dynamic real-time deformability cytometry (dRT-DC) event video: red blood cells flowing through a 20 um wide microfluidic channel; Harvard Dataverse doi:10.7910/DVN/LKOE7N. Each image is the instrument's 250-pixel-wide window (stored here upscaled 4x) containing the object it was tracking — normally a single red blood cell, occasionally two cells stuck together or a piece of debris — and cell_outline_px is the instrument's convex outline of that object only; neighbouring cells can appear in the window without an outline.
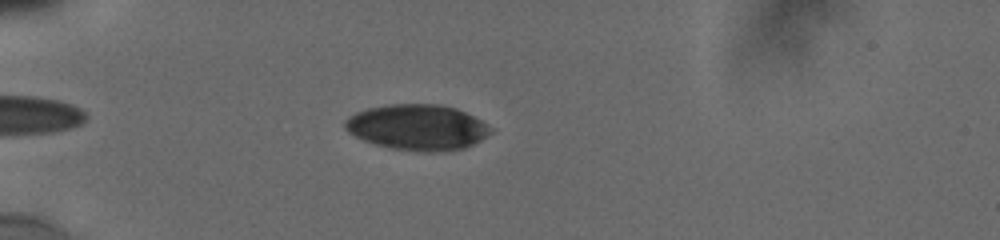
{"species": "human", "species_latin": "Homo sapiens", "temperature_condition": "cold", "stored_images_in_passage": 10, "camera_frame_rate_fps": 3000, "um_per_image_px": 0.085, "donor": {"sex": "male"}, "frame": {"image": 1, "passage_image": 7, "time_ms": 4.333, "image_size_px": [1000, 240], "cell_outline_px": [[496, 128], [492, 132], [480, 140], [464, 148], [432, 152], [416, 152], [392, 148], [376, 144], [364, 140], [348, 132], [344, 128], [344, 120], [348, 116], [356, 112], [368, 108], [388, 104], [440, 104], [456, 108]], "centroid_in_image_um": [35.48, 10.81], "position_along_channel_um": 49.5, "area_um2": 38.84}}